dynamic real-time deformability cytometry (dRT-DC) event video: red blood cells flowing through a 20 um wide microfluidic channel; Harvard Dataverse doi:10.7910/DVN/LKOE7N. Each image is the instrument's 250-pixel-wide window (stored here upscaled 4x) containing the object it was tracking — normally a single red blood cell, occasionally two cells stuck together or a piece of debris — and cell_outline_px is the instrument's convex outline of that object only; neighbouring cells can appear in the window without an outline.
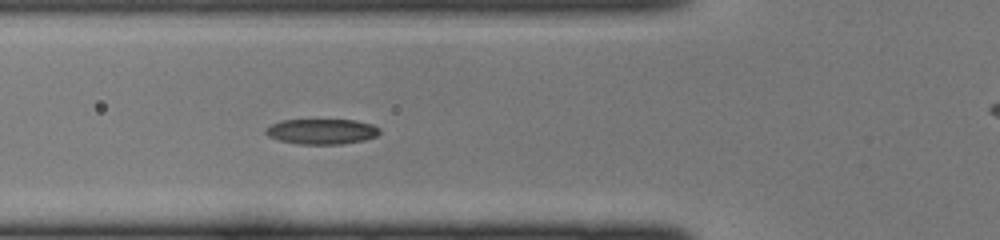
{"species": "common noctule bat (a hibernating species)", "species_latin": "Nyctalus noctula", "temperature_condition": "cold", "stored_images_in_passage": 36, "camera_frame_rate_fps": 3000, "um_per_image_px": 0.085, "animal": {"sex": "female", "body_mass_g": 22.0, "forearm_length_mm": 56.7}, "frame": {"image": 1, "passage_image": 7, "time_ms": 2.0, "image_size_px": [1000, 240], "cell_outline_px": [[380, 132], [376, 136], [364, 140], [340, 144], [300, 144], [276, 140], [268, 136], [264, 132], [272, 124], [280, 120], [356, 120], [372, 124], [380, 128]], "centroid_in_image_um": [27.35, 11.18], "position_along_channel_um": 98.5, "area_um2": 16.82}}
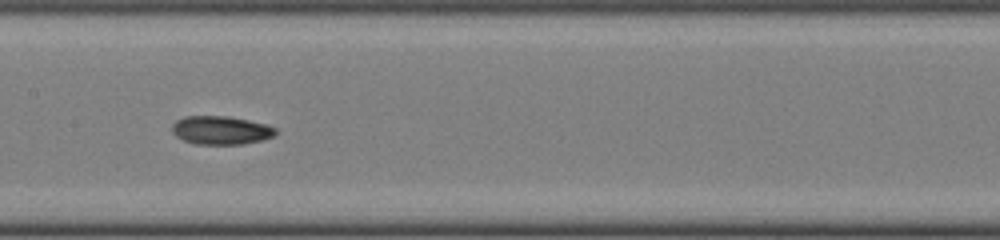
{"frame": {"image": 2, "passage_image": 13, "time_ms": 4.0, "image_size_px": [1000, 240], "cell_outline_px": [[276, 132], [272, 136], [260, 140], [244, 144], [196, 144], [184, 140], [176, 136], [172, 132], [172, 124], [176, 120], [184, 116], [228, 116], [268, 124], [276, 128]], "centroid_in_image_um": [18.76, 11.06], "position_along_channel_um": 188.6, "area_um2": 17.17}}
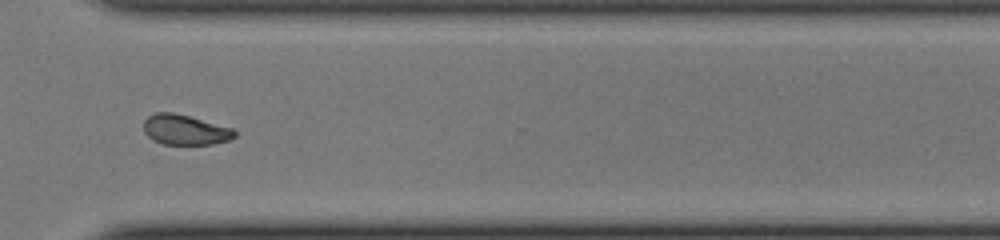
{"frame": {"image": 3, "passage_image": 24, "time_ms": 7.667, "image_size_px": [1000, 240], "cell_outline_px": [[236, 136], [228, 140], [212, 144], [164, 144], [152, 140], [144, 132], [144, 120], [148, 116], [156, 112], [172, 112], [188, 116], [232, 128], [236, 132]], "centroid_in_image_um": [15.7, 11.03], "position_along_channel_um": 354.9, "area_um2": 15.84}}